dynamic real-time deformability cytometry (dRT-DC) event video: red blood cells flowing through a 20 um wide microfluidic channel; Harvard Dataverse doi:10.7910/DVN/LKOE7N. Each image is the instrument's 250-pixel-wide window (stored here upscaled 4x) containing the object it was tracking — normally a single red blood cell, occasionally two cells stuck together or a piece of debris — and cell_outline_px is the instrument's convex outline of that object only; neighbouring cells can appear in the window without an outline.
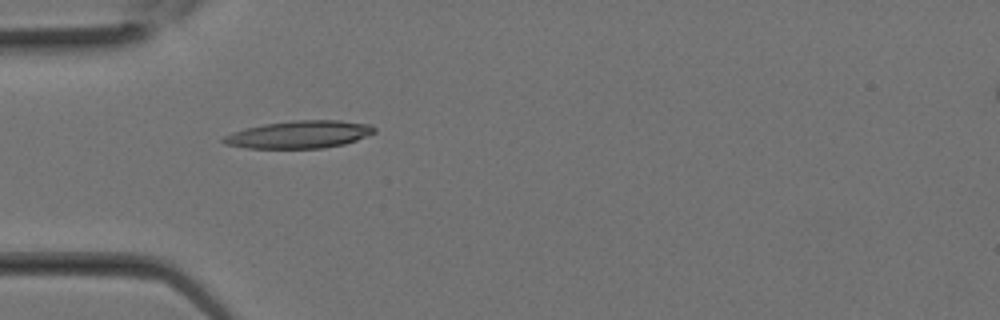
{"species": "Egyptian fruit bat (a non-hibernating species)", "species_latin": "Rousettus aegyptiacus", "temperature_condition": "room temperature", "stored_images_in_passage": 9, "camera_frame_rate_fps": 3000, "um_per_image_px": 0.085, "animal": {"sex": "female"}, "frame": {"image": 1, "passage_image": 4, "time_ms": 1.0, "image_size_px": [1000, 320], "cell_outline_px": [[376, 132], [356, 140], [344, 144], [324, 148], [248, 148], [224, 144], [220, 140], [224, 136], [232, 132], [264, 124], [296, 120], [340, 120], [372, 124], [376, 128]], "centroid_in_image_um": [25.47, 11.43], "position_along_channel_um": 59.5, "area_um2": 24.22}}
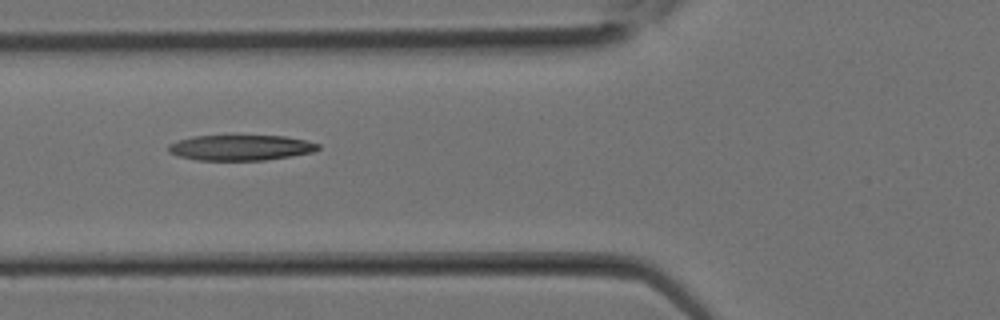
{"frame": {"image": 2, "passage_image": 6, "time_ms": 1.667, "image_size_px": [1000, 320], "cell_outline_px": [[320, 148], [312, 152], [292, 156], [264, 160], [196, 160], [176, 156], [168, 152], [168, 144], [176, 140], [192, 136], [284, 136], [308, 140], [320, 144]], "centroid_in_image_um": [20.43, 12.55], "position_along_channel_um": 105.4, "area_um2": 22.43}}
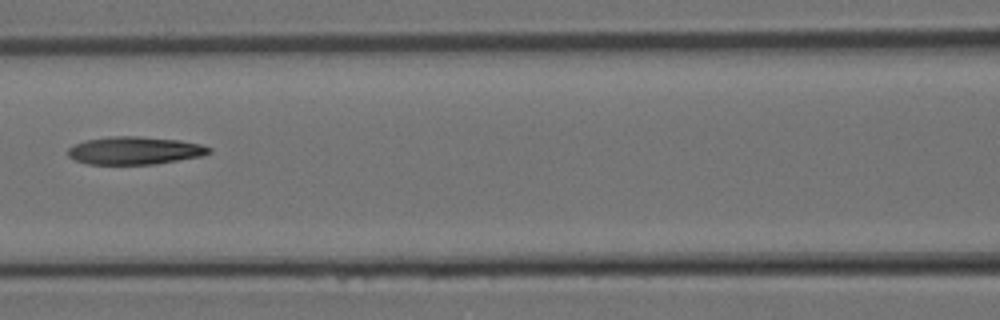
{"frame": {"image": 3, "passage_image": 8, "time_ms": 2.333, "image_size_px": [1000, 320], "cell_outline_px": [[212, 152], [200, 156], [156, 164], [88, 164], [72, 160], [68, 156], [68, 148], [76, 144], [88, 140], [112, 136], [140, 136], [180, 140], [200, 144], [212, 148]], "centroid_in_image_um": [11.45, 12.8], "position_along_channel_um": 155.1, "area_um2": 22.83}}